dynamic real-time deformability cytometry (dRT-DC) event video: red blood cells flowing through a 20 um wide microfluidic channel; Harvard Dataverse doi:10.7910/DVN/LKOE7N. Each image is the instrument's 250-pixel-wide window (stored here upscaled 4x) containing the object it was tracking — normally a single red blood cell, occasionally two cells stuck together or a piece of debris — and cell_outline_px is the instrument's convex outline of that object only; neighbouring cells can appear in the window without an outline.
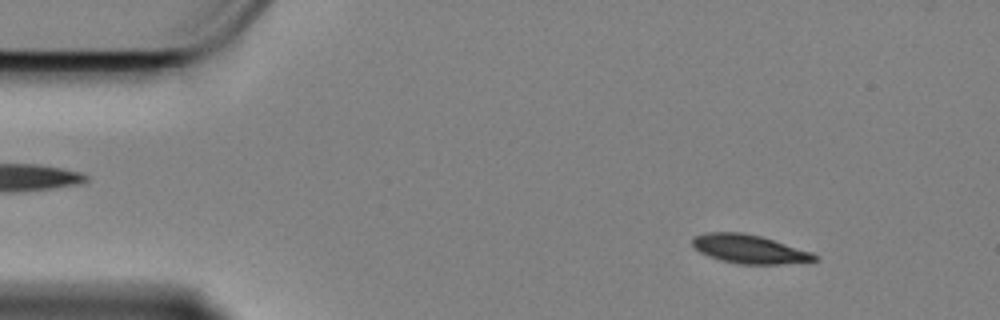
{"species": "Egyptian fruit bat (a non-hibernating species)", "species_latin": "Rousettus aegyptiacus", "temperature_condition": "cold", "stored_images_in_passage": 57, "camera_frame_rate_fps": 3000, "um_per_image_px": 0.085, "animal": {"sex": "female"}, "frame": {"image": 1, "passage_image": 6, "time_ms": 1.667, "image_size_px": [1000, 320], "cell_outline_px": [[820, 260], [780, 264], [740, 264], [720, 260], [708, 256], [700, 252], [692, 244], [692, 236], [704, 232], [740, 232], [760, 236], [812, 252], [820, 256]], "centroid_in_image_um": [63.68, 21.17], "position_along_channel_um": 21.3, "area_um2": 20.46}}
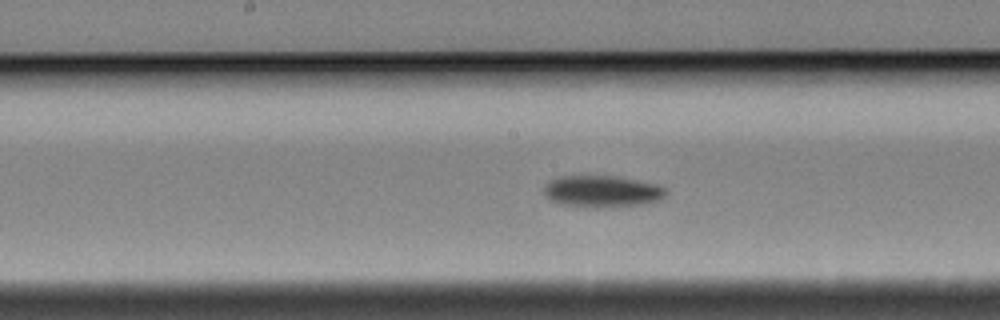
{"frame": {"image": 2, "passage_image": 28, "time_ms": 9.0, "image_size_px": [1000, 320], "cell_outline_px": [[668, 192], [660, 200], [648, 204], [608, 208], [584, 208], [560, 204], [548, 200], [544, 196], [544, 184], [560, 176], [616, 176], [660, 184], [668, 188]], "centroid_in_image_um": [51.21, 16.29], "position_along_channel_um": 197.0, "area_um2": 23.41}}
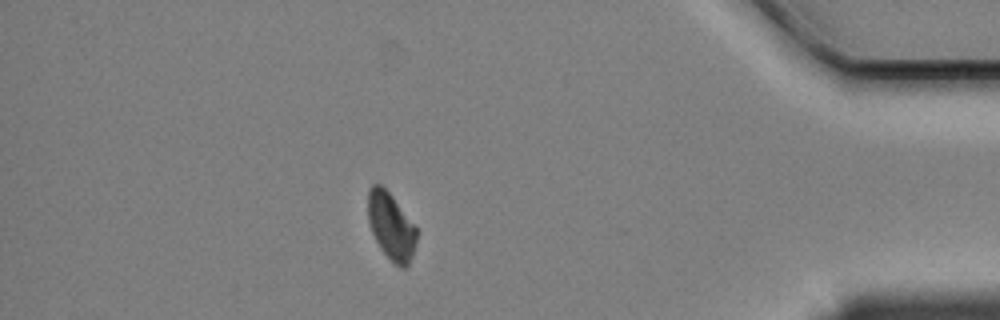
{"frame": {"image": 3, "passage_image": 50, "time_ms": 16.333, "image_size_px": [1000, 320], "cell_outline_px": [[416, 244], [412, 256], [408, 264], [404, 268], [400, 268], [392, 264], [380, 248], [372, 232], [368, 220], [368, 188], [372, 184], [380, 184], [392, 196], [416, 228]], "centroid_in_image_um": [33.22, 19.26], "position_along_channel_um": 402.0, "area_um2": 18.9}, "authors_computed_cell_mechanics": {"area_um2": 21.386, "velocity_mm_per_s": 3.3774, "shape_relaxation_time_tau1_ms": 2.2219, "shape_relaxation_time_tau2_ms": null, "deformation_change_tau1": 0.1161, "deformation_change_tau2": null}}